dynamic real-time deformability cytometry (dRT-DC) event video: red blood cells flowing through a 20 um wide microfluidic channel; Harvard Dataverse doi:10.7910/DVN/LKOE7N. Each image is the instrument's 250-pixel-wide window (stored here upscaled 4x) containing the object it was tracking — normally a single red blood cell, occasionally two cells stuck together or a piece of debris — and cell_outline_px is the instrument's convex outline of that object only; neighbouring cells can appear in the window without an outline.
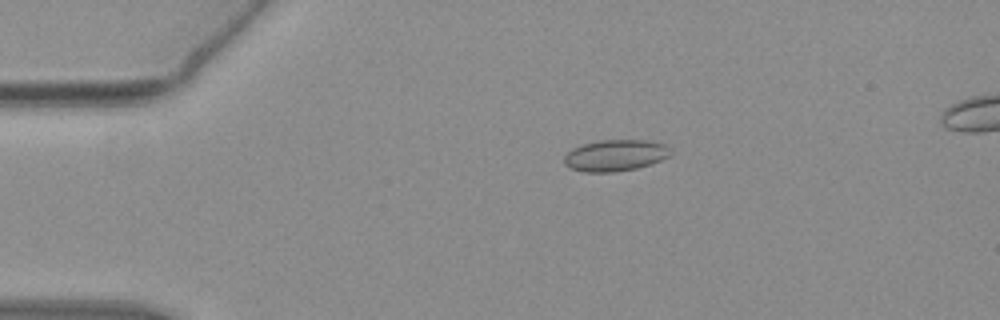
{"species": "common noctule bat (a hibernating species)", "species_latin": "Nyctalus noctula", "temperature_condition": "warm", "stored_images_in_passage": 45, "segment_of_instrument_passage": [1, 2], "camera_frame_rate_fps": 3000, "um_per_image_px": 0.085, "animal": {"sex": "female", "body_mass_g": 19.3, "forearm_length_mm": 54.1}, "frame": {"image": 1, "passage_image": 1, "time_ms": 0.0, "image_size_px": [1000, 320], "cell_outline_px": [[672, 152], [668, 156], [652, 164], [636, 168], [612, 172], [584, 172], [572, 168], [564, 164], [564, 156], [572, 148], [580, 144], [596, 140], [652, 140], [664, 144]], "centroid_in_image_um": [52.28, 13.19], "position_along_channel_um": 32.7, "area_um2": 19.59}}
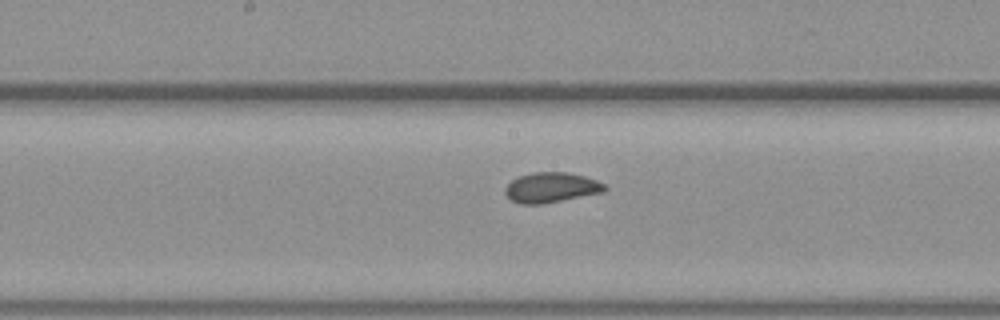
{"frame": {"image": 2, "passage_image": 18, "time_ms": 5.667, "image_size_px": [1000, 320], "cell_outline_px": [[608, 188], [604, 192], [544, 204], [520, 204], [512, 200], [504, 192], [504, 188], [512, 180], [520, 176], [532, 172], [568, 172], [584, 176], [596, 180], [604, 184]], "centroid_in_image_um": [46.86, 15.94], "position_along_channel_um": 201.3, "area_um2": 17.51}}
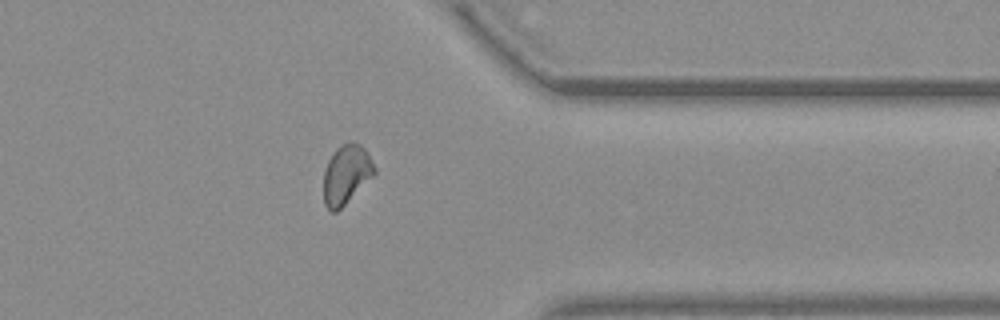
{"frame": {"image": 3, "passage_image": 33, "time_ms": 10.667, "image_size_px": [1000, 320], "cell_outline_px": [[376, 172], [336, 212], [332, 212], [324, 204], [324, 168], [328, 160], [336, 148], [348, 140], [352, 140], [360, 144], [364, 148], [376, 168]], "centroid_in_image_um": [29.41, 14.78], "position_along_channel_um": 382.0, "area_um2": 17.34}}